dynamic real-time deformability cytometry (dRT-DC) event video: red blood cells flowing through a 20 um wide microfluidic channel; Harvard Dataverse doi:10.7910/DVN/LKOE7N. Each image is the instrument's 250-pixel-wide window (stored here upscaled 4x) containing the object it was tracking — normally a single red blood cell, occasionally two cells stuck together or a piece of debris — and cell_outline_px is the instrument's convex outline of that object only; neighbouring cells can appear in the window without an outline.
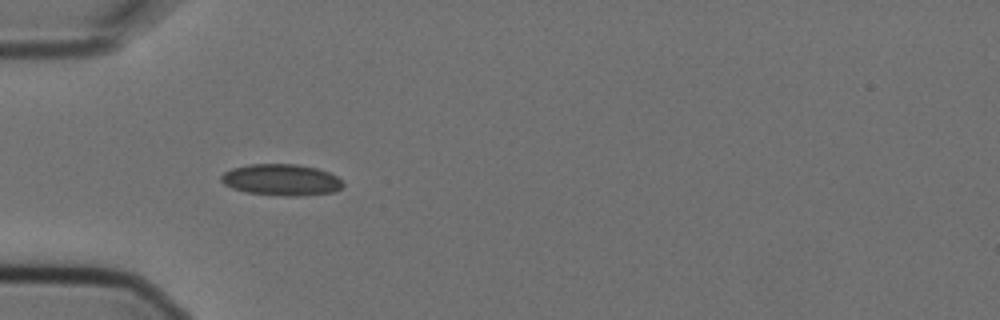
{"species": "Egyptian fruit bat (a non-hibernating species)", "species_latin": "Rousettus aegyptiacus", "temperature_condition": "cold", "stored_images_in_passage": 6, "camera_frame_rate_fps": 3000, "um_per_image_px": 0.085, "animal": {"sex": "female"}, "frame": {"image": 1, "passage_image": 5, "time_ms": 1.333, "image_size_px": [1000, 320], "cell_outline_px": [[344, 184], [340, 188], [332, 192], [296, 196], [280, 196], [244, 192], [232, 188], [224, 184], [220, 180], [220, 176], [224, 172], [232, 168], [248, 164], [296, 164], [316, 168], [328, 172], [336, 176]], "centroid_in_image_um": [23.86, 15.28], "position_along_channel_um": 61.1, "area_um2": 22.31}}
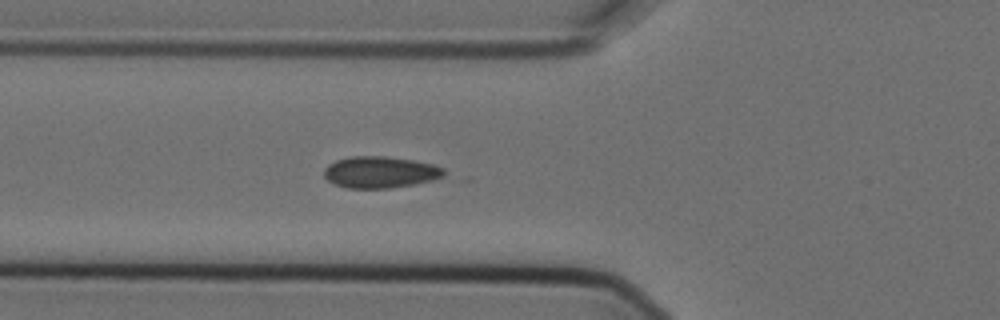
{"frame": {"image": 2, "passage_image": 6, "time_ms": 1.667, "image_size_px": [1000, 320], "cell_outline_px": [[444, 176], [432, 180], [412, 184], [388, 188], [344, 188], [332, 184], [324, 176], [324, 168], [328, 164], [336, 160], [352, 156], [388, 156], [412, 160], [432, 164], [444, 168]], "centroid_in_image_um": [32.27, 14.63], "position_along_channel_um": 93.5, "area_um2": 22.08}}